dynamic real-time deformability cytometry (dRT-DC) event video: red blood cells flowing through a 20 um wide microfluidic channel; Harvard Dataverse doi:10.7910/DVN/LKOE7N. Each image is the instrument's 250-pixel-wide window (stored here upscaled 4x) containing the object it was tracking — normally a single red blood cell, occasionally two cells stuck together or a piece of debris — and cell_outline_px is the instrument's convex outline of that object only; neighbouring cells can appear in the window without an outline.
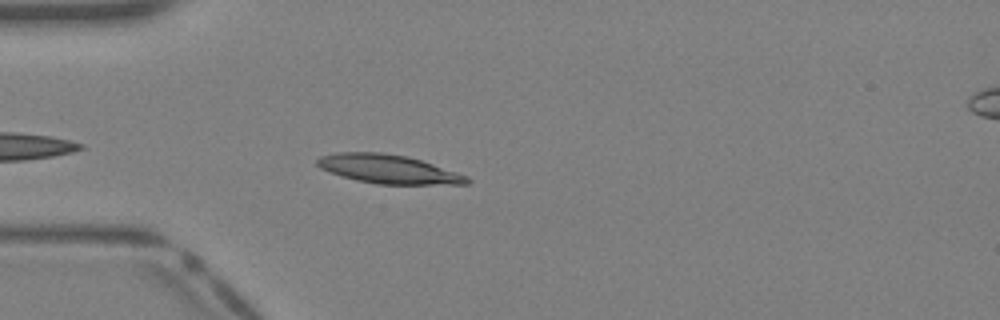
{"species": "Egyptian fruit bat (a non-hibernating species)", "species_latin": "Rousettus aegyptiacus", "temperature_condition": "warm", "stored_images_in_passage": 24, "camera_frame_rate_fps": 3000, "um_per_image_px": 0.085, "animal": {"sex": "female"}, "frame": {"image": 1, "passage_image": 3, "time_ms": 0.667, "image_size_px": [1000, 320], "cell_outline_px": [[472, 180], [468, 184], [376, 184], [356, 180], [320, 168], [316, 164], [316, 160], [320, 156], [340, 152], [380, 152], [408, 156], [468, 176]], "centroid_in_image_um": [33.02, 14.37], "position_along_channel_um": 52.0, "area_um2": 24.91}}
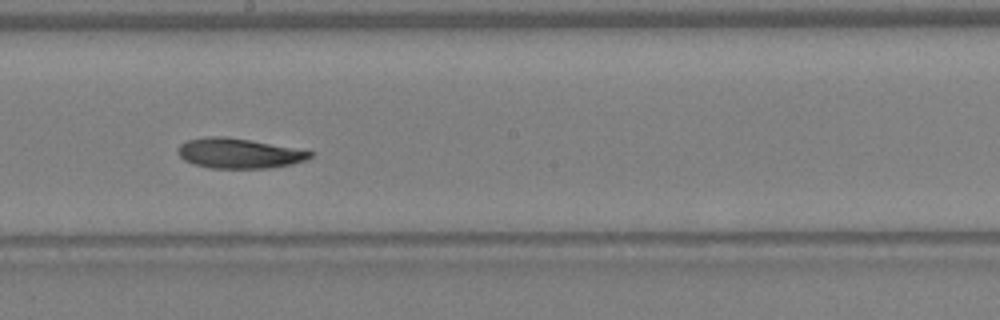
{"frame": {"image": 2, "passage_image": 14, "time_ms": 4.333, "image_size_px": [1000, 320], "cell_outline_px": [[312, 156], [304, 160], [292, 164], [272, 168], [208, 168], [192, 164], [184, 160], [176, 152], [176, 148], [180, 144], [188, 140], [208, 136], [224, 136], [248, 140], [312, 152]], "centroid_in_image_um": [20.21, 13.04], "position_along_channel_um": 228.0, "area_um2": 22.89}}
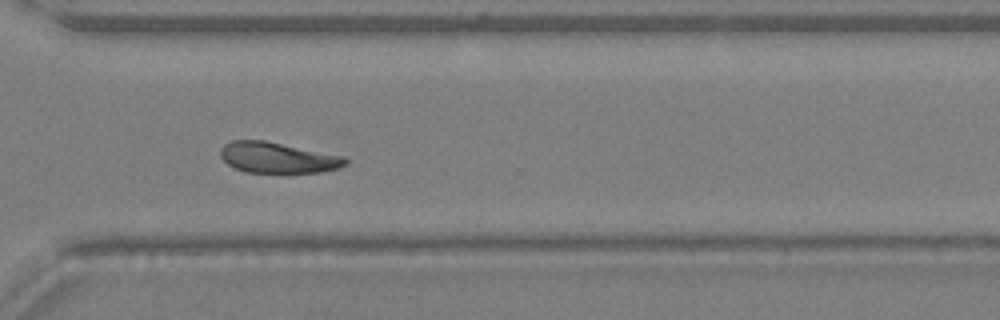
{"frame": {"image": 3, "passage_image": 21, "time_ms": 6.667, "image_size_px": [1000, 320], "cell_outline_px": [[348, 164], [340, 168], [320, 172], [248, 172], [236, 168], [228, 164], [220, 156], [220, 148], [224, 144], [232, 140], [264, 140], [344, 156], [348, 160]], "centroid_in_image_um": [23.62, 13.39], "position_along_channel_um": 347.0, "area_um2": 22.31}}